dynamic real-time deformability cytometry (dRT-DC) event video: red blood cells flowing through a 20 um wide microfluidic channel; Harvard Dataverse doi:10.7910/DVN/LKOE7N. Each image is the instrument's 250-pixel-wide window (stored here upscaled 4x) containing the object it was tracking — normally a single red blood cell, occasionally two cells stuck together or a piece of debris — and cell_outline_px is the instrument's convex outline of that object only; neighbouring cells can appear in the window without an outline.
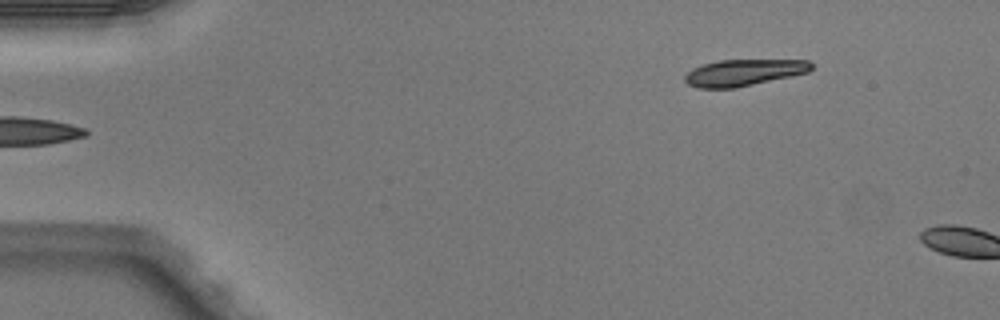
{"species": "Egyptian fruit bat (a non-hibernating species)", "species_latin": "Rousettus aegyptiacus", "temperature_condition": "warm", "stored_images_in_passage": 3, "segment_of_instrument_passage": [2, 2], "camera_frame_rate_fps": 3000, "um_per_image_px": 0.085, "animal": {"sex": "male"}, "frame": {"image": 1, "passage_image": 3, "time_ms": 0.667, "image_size_px": [1000, 320], "cell_outline_px": [[812, 68], [808, 72], [792, 76], [736, 88], [700, 88], [688, 84], [684, 80], [684, 76], [692, 68], [704, 64], [720, 60], [808, 60], [812, 64]], "centroid_in_image_um": [63.21, 6.17], "position_along_channel_um": 21.8, "area_um2": 19.48}}